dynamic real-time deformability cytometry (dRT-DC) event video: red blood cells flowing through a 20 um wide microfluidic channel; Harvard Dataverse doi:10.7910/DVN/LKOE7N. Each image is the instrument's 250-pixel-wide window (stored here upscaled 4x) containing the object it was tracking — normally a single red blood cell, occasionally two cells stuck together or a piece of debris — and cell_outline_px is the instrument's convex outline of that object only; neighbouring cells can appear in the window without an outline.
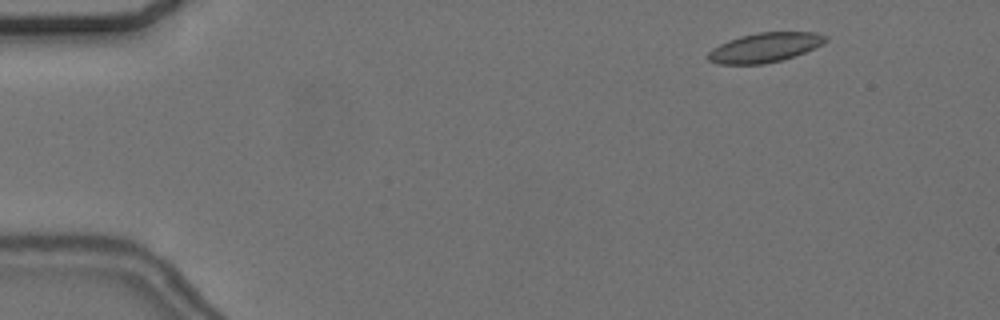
{"species": "common noctule bat (a hibernating species)", "species_latin": "Nyctalus noctula", "temperature_condition": "cold", "stored_images_in_passage": 51, "camera_frame_rate_fps": 3000, "um_per_image_px": 0.085, "animal": {"sex": "female", "body_mass_g": 24.6, "forearm_length_mm": 56.2}, "frame": {"image": 1, "passage_image": 1, "time_ms": 0.0, "image_size_px": [1000, 320], "cell_outline_px": [[828, 40], [824, 44], [804, 52], [780, 60], [764, 64], [716, 64], [708, 60], [708, 52], [712, 48], [728, 40], [740, 36], [760, 32], [816, 32], [828, 36]], "centroid_in_image_um": [65.01, 4.03], "position_along_channel_um": 20.0, "area_um2": 20.17}}
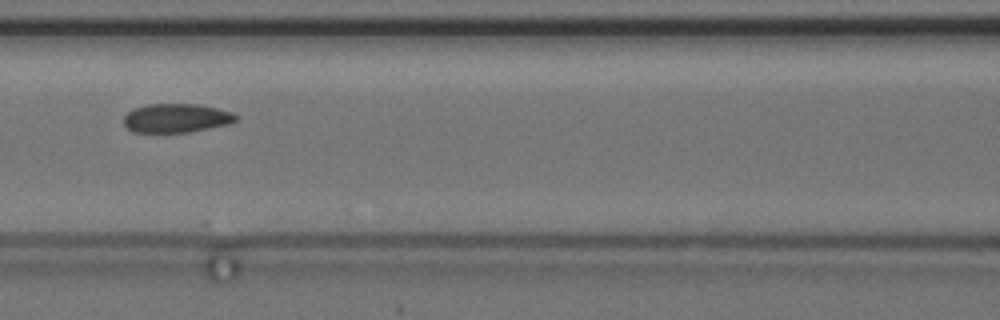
{"frame": {"image": 2, "passage_image": 20, "time_ms": 6.333, "image_size_px": [1000, 320], "cell_outline_px": [[240, 116], [236, 120], [228, 124], [188, 132], [132, 132], [124, 124], [124, 116], [132, 108], [148, 104], [196, 104], [216, 108], [232, 112]], "centroid_in_image_um": [14.97, 10.03], "position_along_channel_um": 151.6, "area_um2": 18.84}}
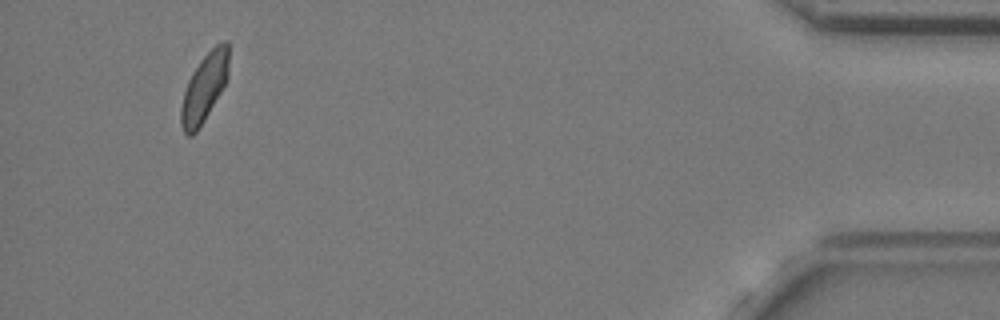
{"frame": {"image": 3, "passage_image": 48, "time_ms": 15.667, "image_size_px": [1000, 320], "cell_outline_px": [[228, 80], [204, 120], [196, 132], [192, 136], [188, 136], [184, 132], [180, 124], [180, 108], [184, 92], [188, 80], [192, 72], [200, 60], [220, 40], [228, 40]], "centroid_in_image_um": [17.36, 7.44], "position_along_channel_um": 417.8, "area_um2": 19.07}, "authors_computed_cell_mechanics": {"area_um2": 19.7098, "velocity_mm_per_s": 3.6195, "shape_relaxation_time_tau1_ms": null, "shape_relaxation_time_tau2_ms": 2.4166, "deformation_change_tau1": null, "deformation_change_tau2": 0.0688}}